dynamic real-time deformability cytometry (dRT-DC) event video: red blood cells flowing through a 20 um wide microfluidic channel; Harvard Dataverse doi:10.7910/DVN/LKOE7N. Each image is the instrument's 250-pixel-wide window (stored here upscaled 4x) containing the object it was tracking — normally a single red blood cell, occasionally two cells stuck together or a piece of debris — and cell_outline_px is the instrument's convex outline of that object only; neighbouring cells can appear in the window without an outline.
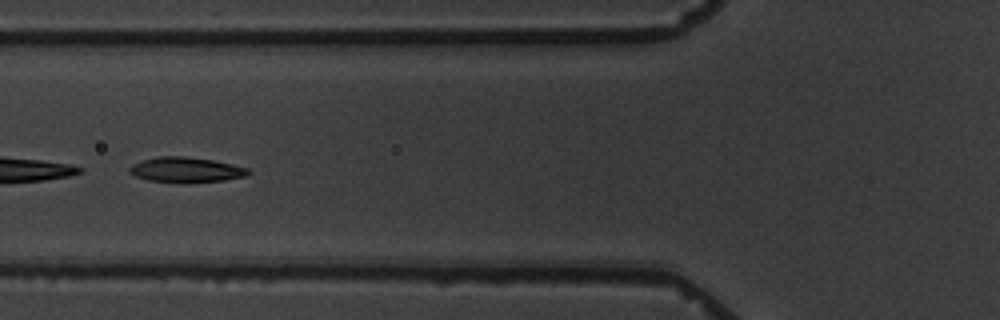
{"species": "common noctule bat (a hibernating species)", "species_latin": "Nyctalus noctula", "temperature_condition": "warm", "stored_images_in_passage": 13, "camera_frame_rate_fps": 3000, "um_per_image_px": 0.085, "animal": {"sex": "male", "body_mass_g": 19.5, "forearm_length_mm": 54.6}, "frame": {"image": 1, "passage_image": 4, "time_ms": 4.667, "image_size_px": [1000, 320], "cell_outline_px": [[252, 172], [244, 176], [224, 180], [184, 184], [180, 184], [148, 180], [136, 176], [128, 172], [128, 168], [132, 164], [156, 156], [184, 156], [212, 160], [232, 164], [248, 168]], "centroid_in_image_um": [15.79, 14.45], "position_along_channel_um": 110.0, "area_um2": 17.69}}